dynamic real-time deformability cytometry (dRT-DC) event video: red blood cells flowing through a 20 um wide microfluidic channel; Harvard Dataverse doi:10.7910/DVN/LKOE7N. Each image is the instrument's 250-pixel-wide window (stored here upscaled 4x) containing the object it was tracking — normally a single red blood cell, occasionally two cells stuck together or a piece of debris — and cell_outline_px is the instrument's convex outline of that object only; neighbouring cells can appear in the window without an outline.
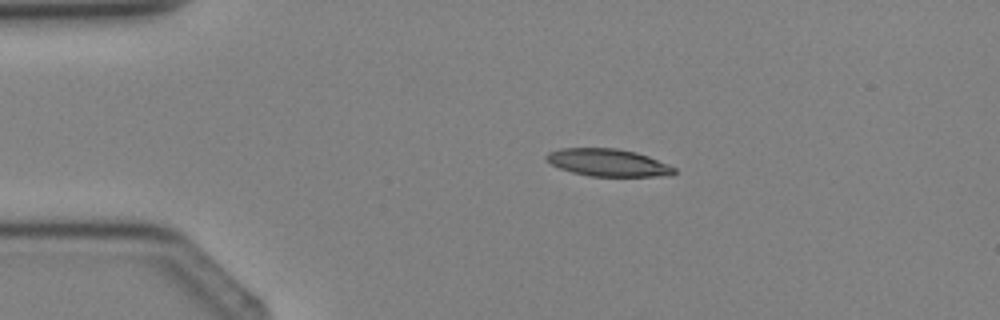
{"species": "Egyptian fruit bat (a non-hibernating species)", "species_latin": "Rousettus aegyptiacus", "temperature_condition": "cold", "stored_images_in_passage": 2, "camera_frame_rate_fps": 3000, "um_per_image_px": 0.085, "animal": {"sex": "female"}, "frame": {"image": 1, "passage_image": 1, "time_ms": 0.0, "image_size_px": [1000, 320], "cell_outline_px": [[676, 172], [672, 176], [588, 176], [572, 172], [560, 168], [552, 164], [544, 156], [548, 152], [560, 148], [616, 148], [636, 152], [648, 156], [676, 168]], "centroid_in_image_um": [51.69, 13.82], "position_along_channel_um": 33.3, "area_um2": 20.4}}